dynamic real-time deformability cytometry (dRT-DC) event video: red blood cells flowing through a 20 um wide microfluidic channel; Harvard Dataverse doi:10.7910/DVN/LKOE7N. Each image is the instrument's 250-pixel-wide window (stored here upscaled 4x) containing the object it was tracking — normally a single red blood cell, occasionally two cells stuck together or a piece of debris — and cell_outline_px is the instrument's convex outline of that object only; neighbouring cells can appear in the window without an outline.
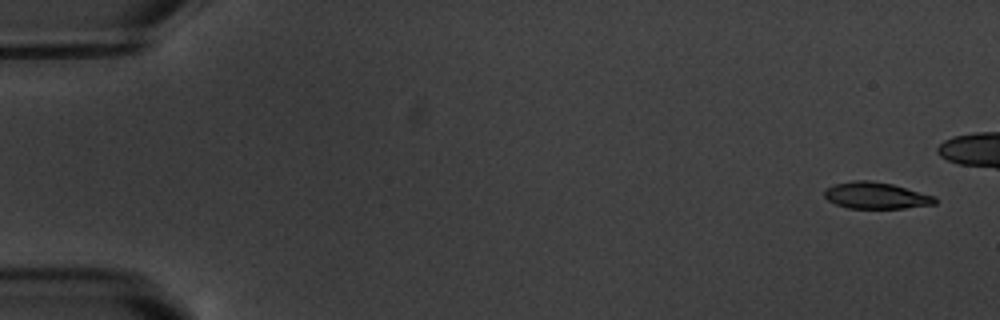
{"species": "common noctule bat (a hibernating species)", "species_latin": "Nyctalus noctula", "temperature_condition": "warm", "stored_images_in_passage": 6, "camera_frame_rate_fps": 3000, "um_per_image_px": 0.085, "animal": {"sex": "male", "body_mass_g": 20.1, "forearm_length_mm": 53.5}, "frame": {"image": 1, "passage_image": 1, "time_ms": 0.0, "image_size_px": [1000, 320], "cell_outline_px": [[936, 204], [904, 208], [848, 208], [836, 204], [828, 200], [824, 196], [824, 192], [828, 188], [836, 184], [856, 180], [868, 180], [892, 184], [936, 196]], "centroid_in_image_um": [74.49, 16.62], "position_along_channel_um": 10.5, "area_um2": 16.94}}